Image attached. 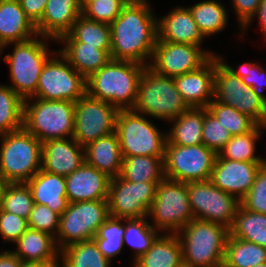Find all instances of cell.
Masks as SVG:
<instances>
[{
	"mask_svg": "<svg viewBox=\"0 0 266 267\" xmlns=\"http://www.w3.org/2000/svg\"><path fill=\"white\" fill-rule=\"evenodd\" d=\"M149 0H129L110 24L111 59L149 66L158 39L157 16Z\"/></svg>",
	"mask_w": 266,
	"mask_h": 267,
	"instance_id": "1",
	"label": "cell"
},
{
	"mask_svg": "<svg viewBox=\"0 0 266 267\" xmlns=\"http://www.w3.org/2000/svg\"><path fill=\"white\" fill-rule=\"evenodd\" d=\"M145 67L132 61L111 59L86 79V93L92 98L108 102L118 110L132 109Z\"/></svg>",
	"mask_w": 266,
	"mask_h": 267,
	"instance_id": "2",
	"label": "cell"
},
{
	"mask_svg": "<svg viewBox=\"0 0 266 267\" xmlns=\"http://www.w3.org/2000/svg\"><path fill=\"white\" fill-rule=\"evenodd\" d=\"M229 229L221 224L194 218L177 236L184 267H222Z\"/></svg>",
	"mask_w": 266,
	"mask_h": 267,
	"instance_id": "3",
	"label": "cell"
},
{
	"mask_svg": "<svg viewBox=\"0 0 266 267\" xmlns=\"http://www.w3.org/2000/svg\"><path fill=\"white\" fill-rule=\"evenodd\" d=\"M74 111L73 101L30 97L23 104V128L42 143L71 138L74 133Z\"/></svg>",
	"mask_w": 266,
	"mask_h": 267,
	"instance_id": "4",
	"label": "cell"
},
{
	"mask_svg": "<svg viewBox=\"0 0 266 267\" xmlns=\"http://www.w3.org/2000/svg\"><path fill=\"white\" fill-rule=\"evenodd\" d=\"M0 138V179L26 183L41 169L42 142L24 128Z\"/></svg>",
	"mask_w": 266,
	"mask_h": 267,
	"instance_id": "5",
	"label": "cell"
},
{
	"mask_svg": "<svg viewBox=\"0 0 266 267\" xmlns=\"http://www.w3.org/2000/svg\"><path fill=\"white\" fill-rule=\"evenodd\" d=\"M188 108L173 77L160 75L149 66L144 68L132 108L134 112L170 122Z\"/></svg>",
	"mask_w": 266,
	"mask_h": 267,
	"instance_id": "6",
	"label": "cell"
},
{
	"mask_svg": "<svg viewBox=\"0 0 266 267\" xmlns=\"http://www.w3.org/2000/svg\"><path fill=\"white\" fill-rule=\"evenodd\" d=\"M48 40L40 35L14 45L11 54L4 56L9 64V85L23 100L32 97L37 90L39 77L47 60L55 54L48 49ZM49 50V51H48Z\"/></svg>",
	"mask_w": 266,
	"mask_h": 267,
	"instance_id": "7",
	"label": "cell"
},
{
	"mask_svg": "<svg viewBox=\"0 0 266 267\" xmlns=\"http://www.w3.org/2000/svg\"><path fill=\"white\" fill-rule=\"evenodd\" d=\"M147 217L160 233L177 234L194 219L187 183L164 177L157 185Z\"/></svg>",
	"mask_w": 266,
	"mask_h": 267,
	"instance_id": "8",
	"label": "cell"
},
{
	"mask_svg": "<svg viewBox=\"0 0 266 267\" xmlns=\"http://www.w3.org/2000/svg\"><path fill=\"white\" fill-rule=\"evenodd\" d=\"M115 131L122 157L164 156L166 132H161L146 115L136 113L132 109L119 110Z\"/></svg>",
	"mask_w": 266,
	"mask_h": 267,
	"instance_id": "9",
	"label": "cell"
},
{
	"mask_svg": "<svg viewBox=\"0 0 266 267\" xmlns=\"http://www.w3.org/2000/svg\"><path fill=\"white\" fill-rule=\"evenodd\" d=\"M109 217L107 200L68 203L67 209L60 216L59 230L55 238L58 250L93 240L98 228Z\"/></svg>",
	"mask_w": 266,
	"mask_h": 267,
	"instance_id": "10",
	"label": "cell"
},
{
	"mask_svg": "<svg viewBox=\"0 0 266 267\" xmlns=\"http://www.w3.org/2000/svg\"><path fill=\"white\" fill-rule=\"evenodd\" d=\"M217 153L204 144L180 146L165 144L164 177L180 182L210 180Z\"/></svg>",
	"mask_w": 266,
	"mask_h": 267,
	"instance_id": "11",
	"label": "cell"
},
{
	"mask_svg": "<svg viewBox=\"0 0 266 267\" xmlns=\"http://www.w3.org/2000/svg\"><path fill=\"white\" fill-rule=\"evenodd\" d=\"M85 94L86 79L56 50L43 66L32 98L76 102Z\"/></svg>",
	"mask_w": 266,
	"mask_h": 267,
	"instance_id": "12",
	"label": "cell"
},
{
	"mask_svg": "<svg viewBox=\"0 0 266 267\" xmlns=\"http://www.w3.org/2000/svg\"><path fill=\"white\" fill-rule=\"evenodd\" d=\"M214 100L229 105L266 126V102L215 56Z\"/></svg>",
	"mask_w": 266,
	"mask_h": 267,
	"instance_id": "13",
	"label": "cell"
},
{
	"mask_svg": "<svg viewBox=\"0 0 266 267\" xmlns=\"http://www.w3.org/2000/svg\"><path fill=\"white\" fill-rule=\"evenodd\" d=\"M189 203L194 218L231 228L240 201L210 180L187 183Z\"/></svg>",
	"mask_w": 266,
	"mask_h": 267,
	"instance_id": "14",
	"label": "cell"
},
{
	"mask_svg": "<svg viewBox=\"0 0 266 267\" xmlns=\"http://www.w3.org/2000/svg\"><path fill=\"white\" fill-rule=\"evenodd\" d=\"M159 182H130L121 175L110 180L108 191L109 215L122 219L148 216Z\"/></svg>",
	"mask_w": 266,
	"mask_h": 267,
	"instance_id": "15",
	"label": "cell"
},
{
	"mask_svg": "<svg viewBox=\"0 0 266 267\" xmlns=\"http://www.w3.org/2000/svg\"><path fill=\"white\" fill-rule=\"evenodd\" d=\"M118 111L108 102L92 98L86 93L75 102L73 138L85 147L115 132Z\"/></svg>",
	"mask_w": 266,
	"mask_h": 267,
	"instance_id": "16",
	"label": "cell"
},
{
	"mask_svg": "<svg viewBox=\"0 0 266 267\" xmlns=\"http://www.w3.org/2000/svg\"><path fill=\"white\" fill-rule=\"evenodd\" d=\"M216 55L198 45L157 41L149 67L160 75L175 77L198 70Z\"/></svg>",
	"mask_w": 266,
	"mask_h": 267,
	"instance_id": "17",
	"label": "cell"
},
{
	"mask_svg": "<svg viewBox=\"0 0 266 267\" xmlns=\"http://www.w3.org/2000/svg\"><path fill=\"white\" fill-rule=\"evenodd\" d=\"M265 162H244L221 158L218 154L210 181L241 201L252 187L260 166Z\"/></svg>",
	"mask_w": 266,
	"mask_h": 267,
	"instance_id": "18",
	"label": "cell"
},
{
	"mask_svg": "<svg viewBox=\"0 0 266 267\" xmlns=\"http://www.w3.org/2000/svg\"><path fill=\"white\" fill-rule=\"evenodd\" d=\"M215 56L198 70L173 77L189 108H207L214 99Z\"/></svg>",
	"mask_w": 266,
	"mask_h": 267,
	"instance_id": "19",
	"label": "cell"
},
{
	"mask_svg": "<svg viewBox=\"0 0 266 267\" xmlns=\"http://www.w3.org/2000/svg\"><path fill=\"white\" fill-rule=\"evenodd\" d=\"M65 180L69 203L108 199L111 178L85 162Z\"/></svg>",
	"mask_w": 266,
	"mask_h": 267,
	"instance_id": "20",
	"label": "cell"
},
{
	"mask_svg": "<svg viewBox=\"0 0 266 267\" xmlns=\"http://www.w3.org/2000/svg\"><path fill=\"white\" fill-rule=\"evenodd\" d=\"M84 162V147L73 137L42 143L41 169L44 171L66 177Z\"/></svg>",
	"mask_w": 266,
	"mask_h": 267,
	"instance_id": "21",
	"label": "cell"
},
{
	"mask_svg": "<svg viewBox=\"0 0 266 267\" xmlns=\"http://www.w3.org/2000/svg\"><path fill=\"white\" fill-rule=\"evenodd\" d=\"M157 32V41L202 46L205 39L188 6H176L165 16L158 17Z\"/></svg>",
	"mask_w": 266,
	"mask_h": 267,
	"instance_id": "22",
	"label": "cell"
},
{
	"mask_svg": "<svg viewBox=\"0 0 266 267\" xmlns=\"http://www.w3.org/2000/svg\"><path fill=\"white\" fill-rule=\"evenodd\" d=\"M81 14L79 0H48L41 20L35 25L37 34L57 42Z\"/></svg>",
	"mask_w": 266,
	"mask_h": 267,
	"instance_id": "23",
	"label": "cell"
},
{
	"mask_svg": "<svg viewBox=\"0 0 266 267\" xmlns=\"http://www.w3.org/2000/svg\"><path fill=\"white\" fill-rule=\"evenodd\" d=\"M37 35L35 25L18 0H0V55L12 43L28 41Z\"/></svg>",
	"mask_w": 266,
	"mask_h": 267,
	"instance_id": "24",
	"label": "cell"
},
{
	"mask_svg": "<svg viewBox=\"0 0 266 267\" xmlns=\"http://www.w3.org/2000/svg\"><path fill=\"white\" fill-rule=\"evenodd\" d=\"M26 184L30 188L34 204L46 205L60 216L67 209L69 202L65 176L40 169Z\"/></svg>",
	"mask_w": 266,
	"mask_h": 267,
	"instance_id": "25",
	"label": "cell"
},
{
	"mask_svg": "<svg viewBox=\"0 0 266 267\" xmlns=\"http://www.w3.org/2000/svg\"><path fill=\"white\" fill-rule=\"evenodd\" d=\"M84 157L85 163L106 173L110 178L119 176L123 157L116 131L86 145Z\"/></svg>",
	"mask_w": 266,
	"mask_h": 267,
	"instance_id": "26",
	"label": "cell"
},
{
	"mask_svg": "<svg viewBox=\"0 0 266 267\" xmlns=\"http://www.w3.org/2000/svg\"><path fill=\"white\" fill-rule=\"evenodd\" d=\"M11 250L21 261L60 262V251L50 234L28 228Z\"/></svg>",
	"mask_w": 266,
	"mask_h": 267,
	"instance_id": "27",
	"label": "cell"
},
{
	"mask_svg": "<svg viewBox=\"0 0 266 267\" xmlns=\"http://www.w3.org/2000/svg\"><path fill=\"white\" fill-rule=\"evenodd\" d=\"M132 263V267H184L177 234L161 233L151 248Z\"/></svg>",
	"mask_w": 266,
	"mask_h": 267,
	"instance_id": "28",
	"label": "cell"
},
{
	"mask_svg": "<svg viewBox=\"0 0 266 267\" xmlns=\"http://www.w3.org/2000/svg\"><path fill=\"white\" fill-rule=\"evenodd\" d=\"M64 48L58 50L68 63L85 79L97 72L110 60L111 56L106 50L97 49L96 46L84 42H59Z\"/></svg>",
	"mask_w": 266,
	"mask_h": 267,
	"instance_id": "29",
	"label": "cell"
},
{
	"mask_svg": "<svg viewBox=\"0 0 266 267\" xmlns=\"http://www.w3.org/2000/svg\"><path fill=\"white\" fill-rule=\"evenodd\" d=\"M170 122H173V125H171L172 128H169V132H166V143L180 146L203 144L204 108H188Z\"/></svg>",
	"mask_w": 266,
	"mask_h": 267,
	"instance_id": "30",
	"label": "cell"
},
{
	"mask_svg": "<svg viewBox=\"0 0 266 267\" xmlns=\"http://www.w3.org/2000/svg\"><path fill=\"white\" fill-rule=\"evenodd\" d=\"M58 42H84L97 49L111 51L110 24L93 21L81 14L74 22L70 31L60 37Z\"/></svg>",
	"mask_w": 266,
	"mask_h": 267,
	"instance_id": "31",
	"label": "cell"
},
{
	"mask_svg": "<svg viewBox=\"0 0 266 267\" xmlns=\"http://www.w3.org/2000/svg\"><path fill=\"white\" fill-rule=\"evenodd\" d=\"M229 233L233 238L266 248V214L247 210L240 204Z\"/></svg>",
	"mask_w": 266,
	"mask_h": 267,
	"instance_id": "32",
	"label": "cell"
},
{
	"mask_svg": "<svg viewBox=\"0 0 266 267\" xmlns=\"http://www.w3.org/2000/svg\"><path fill=\"white\" fill-rule=\"evenodd\" d=\"M188 8L205 38L220 33L228 24L229 14L220 1L202 0Z\"/></svg>",
	"mask_w": 266,
	"mask_h": 267,
	"instance_id": "33",
	"label": "cell"
},
{
	"mask_svg": "<svg viewBox=\"0 0 266 267\" xmlns=\"http://www.w3.org/2000/svg\"><path fill=\"white\" fill-rule=\"evenodd\" d=\"M164 156L123 157L121 176L130 182H160L164 178Z\"/></svg>",
	"mask_w": 266,
	"mask_h": 267,
	"instance_id": "34",
	"label": "cell"
},
{
	"mask_svg": "<svg viewBox=\"0 0 266 267\" xmlns=\"http://www.w3.org/2000/svg\"><path fill=\"white\" fill-rule=\"evenodd\" d=\"M60 267H111L94 240L69 245L60 251Z\"/></svg>",
	"mask_w": 266,
	"mask_h": 267,
	"instance_id": "35",
	"label": "cell"
},
{
	"mask_svg": "<svg viewBox=\"0 0 266 267\" xmlns=\"http://www.w3.org/2000/svg\"><path fill=\"white\" fill-rule=\"evenodd\" d=\"M266 262V248L229 235L222 267H252Z\"/></svg>",
	"mask_w": 266,
	"mask_h": 267,
	"instance_id": "36",
	"label": "cell"
},
{
	"mask_svg": "<svg viewBox=\"0 0 266 267\" xmlns=\"http://www.w3.org/2000/svg\"><path fill=\"white\" fill-rule=\"evenodd\" d=\"M266 126L258 124L252 131L245 134L234 135L219 151L218 155L224 159L244 162H266L265 158L255 155L256 141L262 138Z\"/></svg>",
	"mask_w": 266,
	"mask_h": 267,
	"instance_id": "37",
	"label": "cell"
},
{
	"mask_svg": "<svg viewBox=\"0 0 266 267\" xmlns=\"http://www.w3.org/2000/svg\"><path fill=\"white\" fill-rule=\"evenodd\" d=\"M147 219L149 218L125 219L123 245L126 243L133 249L134 259H132V262L139 256L145 254L160 235V232L157 231Z\"/></svg>",
	"mask_w": 266,
	"mask_h": 267,
	"instance_id": "38",
	"label": "cell"
},
{
	"mask_svg": "<svg viewBox=\"0 0 266 267\" xmlns=\"http://www.w3.org/2000/svg\"><path fill=\"white\" fill-rule=\"evenodd\" d=\"M23 104L9 85L0 84V135L23 128Z\"/></svg>",
	"mask_w": 266,
	"mask_h": 267,
	"instance_id": "39",
	"label": "cell"
},
{
	"mask_svg": "<svg viewBox=\"0 0 266 267\" xmlns=\"http://www.w3.org/2000/svg\"><path fill=\"white\" fill-rule=\"evenodd\" d=\"M125 219L109 217L99 228L93 240L105 258L112 263L113 257L123 249Z\"/></svg>",
	"mask_w": 266,
	"mask_h": 267,
	"instance_id": "40",
	"label": "cell"
},
{
	"mask_svg": "<svg viewBox=\"0 0 266 267\" xmlns=\"http://www.w3.org/2000/svg\"><path fill=\"white\" fill-rule=\"evenodd\" d=\"M34 201L26 183H5L0 209L26 219L29 218Z\"/></svg>",
	"mask_w": 266,
	"mask_h": 267,
	"instance_id": "41",
	"label": "cell"
},
{
	"mask_svg": "<svg viewBox=\"0 0 266 267\" xmlns=\"http://www.w3.org/2000/svg\"><path fill=\"white\" fill-rule=\"evenodd\" d=\"M207 109L221 122L232 136L252 131L258 123L250 116L239 112L235 108L212 100Z\"/></svg>",
	"mask_w": 266,
	"mask_h": 267,
	"instance_id": "42",
	"label": "cell"
},
{
	"mask_svg": "<svg viewBox=\"0 0 266 267\" xmlns=\"http://www.w3.org/2000/svg\"><path fill=\"white\" fill-rule=\"evenodd\" d=\"M218 59L231 71L234 75L240 77L247 86L253 88L257 96L266 102V96L263 91L266 88V69L259 63L245 62L234 69L231 65L225 63L223 57L218 55Z\"/></svg>",
	"mask_w": 266,
	"mask_h": 267,
	"instance_id": "43",
	"label": "cell"
},
{
	"mask_svg": "<svg viewBox=\"0 0 266 267\" xmlns=\"http://www.w3.org/2000/svg\"><path fill=\"white\" fill-rule=\"evenodd\" d=\"M231 137L232 135L221 122L207 108H204L203 144L218 154Z\"/></svg>",
	"mask_w": 266,
	"mask_h": 267,
	"instance_id": "44",
	"label": "cell"
},
{
	"mask_svg": "<svg viewBox=\"0 0 266 267\" xmlns=\"http://www.w3.org/2000/svg\"><path fill=\"white\" fill-rule=\"evenodd\" d=\"M129 0H97L90 3L82 14L93 21L111 24Z\"/></svg>",
	"mask_w": 266,
	"mask_h": 267,
	"instance_id": "45",
	"label": "cell"
},
{
	"mask_svg": "<svg viewBox=\"0 0 266 267\" xmlns=\"http://www.w3.org/2000/svg\"><path fill=\"white\" fill-rule=\"evenodd\" d=\"M240 204L247 210L266 214V162L260 166L252 187Z\"/></svg>",
	"mask_w": 266,
	"mask_h": 267,
	"instance_id": "46",
	"label": "cell"
},
{
	"mask_svg": "<svg viewBox=\"0 0 266 267\" xmlns=\"http://www.w3.org/2000/svg\"><path fill=\"white\" fill-rule=\"evenodd\" d=\"M28 220L29 228L43 231L56 238L60 215L42 204H34Z\"/></svg>",
	"mask_w": 266,
	"mask_h": 267,
	"instance_id": "47",
	"label": "cell"
},
{
	"mask_svg": "<svg viewBox=\"0 0 266 267\" xmlns=\"http://www.w3.org/2000/svg\"><path fill=\"white\" fill-rule=\"evenodd\" d=\"M28 228L26 218L0 209V236L5 243L12 242L15 244Z\"/></svg>",
	"mask_w": 266,
	"mask_h": 267,
	"instance_id": "48",
	"label": "cell"
},
{
	"mask_svg": "<svg viewBox=\"0 0 266 267\" xmlns=\"http://www.w3.org/2000/svg\"><path fill=\"white\" fill-rule=\"evenodd\" d=\"M262 0H231L235 15L242 29L256 14Z\"/></svg>",
	"mask_w": 266,
	"mask_h": 267,
	"instance_id": "49",
	"label": "cell"
},
{
	"mask_svg": "<svg viewBox=\"0 0 266 267\" xmlns=\"http://www.w3.org/2000/svg\"><path fill=\"white\" fill-rule=\"evenodd\" d=\"M26 16L36 25L42 18L48 0H18Z\"/></svg>",
	"mask_w": 266,
	"mask_h": 267,
	"instance_id": "50",
	"label": "cell"
},
{
	"mask_svg": "<svg viewBox=\"0 0 266 267\" xmlns=\"http://www.w3.org/2000/svg\"><path fill=\"white\" fill-rule=\"evenodd\" d=\"M255 16L259 19V24H260V28H261V34L263 33L265 40H266V0H262L257 11L256 14L254 15V17L241 29V37L242 35H244L245 31L247 30V28H250L249 24L255 20ZM253 20V21H252ZM244 33H243V32Z\"/></svg>",
	"mask_w": 266,
	"mask_h": 267,
	"instance_id": "51",
	"label": "cell"
},
{
	"mask_svg": "<svg viewBox=\"0 0 266 267\" xmlns=\"http://www.w3.org/2000/svg\"><path fill=\"white\" fill-rule=\"evenodd\" d=\"M21 260L11 251H0V267H20Z\"/></svg>",
	"mask_w": 266,
	"mask_h": 267,
	"instance_id": "52",
	"label": "cell"
},
{
	"mask_svg": "<svg viewBox=\"0 0 266 267\" xmlns=\"http://www.w3.org/2000/svg\"><path fill=\"white\" fill-rule=\"evenodd\" d=\"M20 267H60V262L21 261Z\"/></svg>",
	"mask_w": 266,
	"mask_h": 267,
	"instance_id": "53",
	"label": "cell"
},
{
	"mask_svg": "<svg viewBox=\"0 0 266 267\" xmlns=\"http://www.w3.org/2000/svg\"><path fill=\"white\" fill-rule=\"evenodd\" d=\"M97 0H79V5L81 10L83 11L90 3L95 2Z\"/></svg>",
	"mask_w": 266,
	"mask_h": 267,
	"instance_id": "54",
	"label": "cell"
},
{
	"mask_svg": "<svg viewBox=\"0 0 266 267\" xmlns=\"http://www.w3.org/2000/svg\"><path fill=\"white\" fill-rule=\"evenodd\" d=\"M5 186V183L0 179V204H1V196H2V191Z\"/></svg>",
	"mask_w": 266,
	"mask_h": 267,
	"instance_id": "55",
	"label": "cell"
},
{
	"mask_svg": "<svg viewBox=\"0 0 266 267\" xmlns=\"http://www.w3.org/2000/svg\"><path fill=\"white\" fill-rule=\"evenodd\" d=\"M252 267H266V262L262 263V264H258V265L252 266Z\"/></svg>",
	"mask_w": 266,
	"mask_h": 267,
	"instance_id": "56",
	"label": "cell"
}]
</instances>
